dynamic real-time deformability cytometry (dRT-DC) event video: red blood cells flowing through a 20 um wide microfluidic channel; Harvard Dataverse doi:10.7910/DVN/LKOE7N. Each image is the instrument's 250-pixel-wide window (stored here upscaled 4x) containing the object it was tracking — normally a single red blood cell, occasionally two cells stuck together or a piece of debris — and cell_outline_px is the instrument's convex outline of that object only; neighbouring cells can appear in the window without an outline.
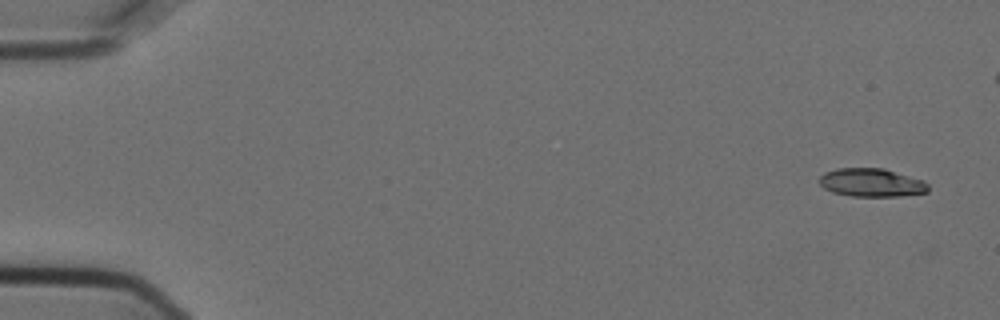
{"species": "Egyptian fruit bat (a non-hibernating species)", "species_latin": "Rousettus aegyptiacus", "temperature_condition": "cold", "stored_images_in_passage": 6, "camera_frame_rate_fps": 3000, "um_per_image_px": 0.085, "animal": {"sex": "female"}, "frame": {"image": 1, "passage_image": 1, "time_ms": 0.0, "image_size_px": [1000, 320], "cell_outline_px": [[928, 192], [900, 196], [852, 196], [832, 192], [824, 188], [820, 184], [820, 176], [824, 172], [836, 168], [884, 168], [924, 180], [928, 184]], "centroid_in_image_um": [74.08, 15.51], "position_along_channel_um": 10.9, "area_um2": 18.03}}
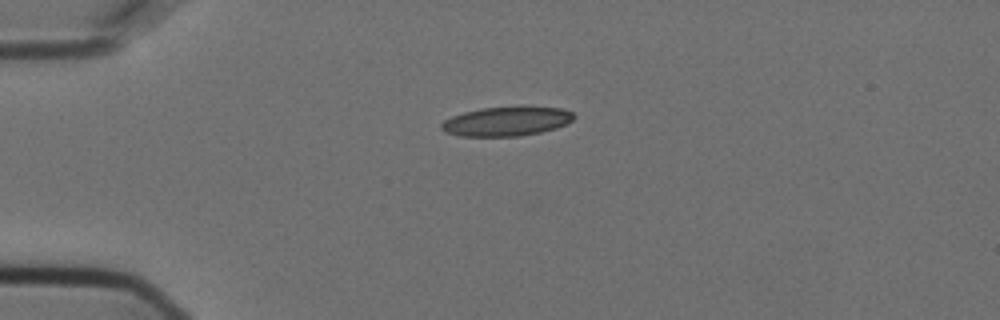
{"frame": {"image": 2, "passage_image": 6, "time_ms": 1.667, "image_size_px": [1000, 320], "cell_outline_px": [[576, 116], [568, 124], [556, 128], [540, 132], [520, 136], [460, 136], [444, 132], [440, 128], [440, 124], [444, 120], [452, 116], [464, 112], [480, 108], [520, 104], [564, 108], [572, 112]], "centroid_in_image_um": [43.1, 10.27], "position_along_channel_um": 41.9, "area_um2": 23.52}}